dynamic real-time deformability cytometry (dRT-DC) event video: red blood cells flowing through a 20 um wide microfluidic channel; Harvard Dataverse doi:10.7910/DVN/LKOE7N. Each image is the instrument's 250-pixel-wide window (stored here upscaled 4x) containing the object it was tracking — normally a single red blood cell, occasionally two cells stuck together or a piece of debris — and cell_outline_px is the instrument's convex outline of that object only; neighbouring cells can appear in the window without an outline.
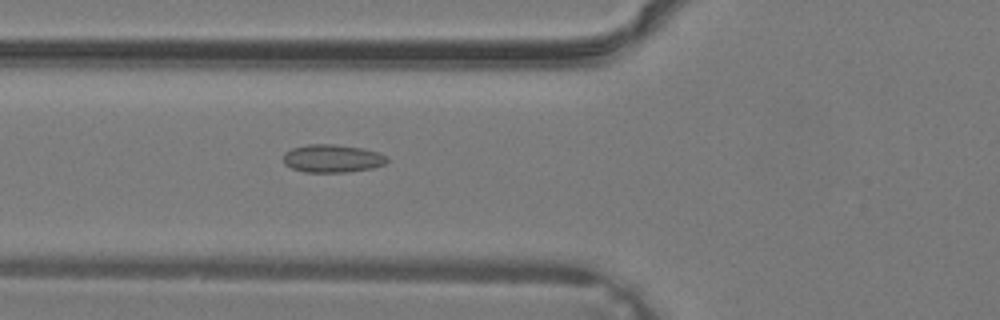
{"species": "common noctule bat (a hibernating species)", "species_latin": "Nyctalus noctula", "temperature_condition": "warm", "stored_images_in_passage": 38, "camera_frame_rate_fps": 3000, "um_per_image_px": 0.085, "animal": {"sex": "male", "body_mass_g": 19.2, "forearm_length_mm": 51.8}, "frame": {"image": 1, "passage_image": 15, "time_ms": 4.667, "image_size_px": [1000, 320], "cell_outline_px": [[388, 160], [384, 164], [372, 168], [348, 172], [304, 172], [292, 168], [284, 164], [284, 152], [292, 148], [308, 144], [332, 144], [360, 148], [376, 152], [388, 156]], "centroid_in_image_um": [28.23, 13.47], "position_along_channel_um": 97.6, "area_um2": 16.82}}
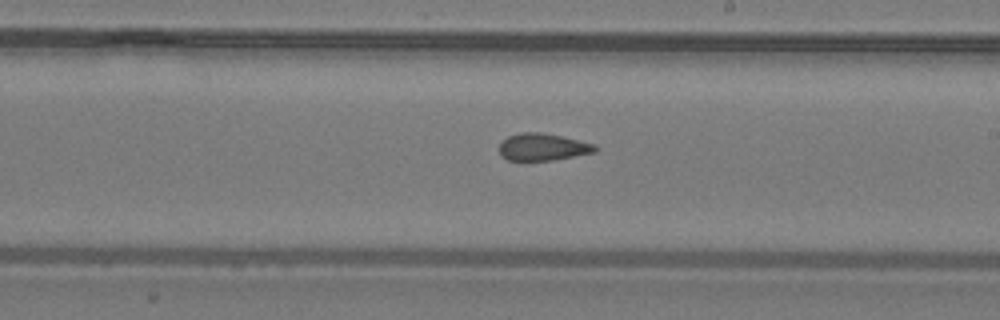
{"frame": {"image": 2, "passage_image": 23, "time_ms": 7.333, "image_size_px": [1000, 320], "cell_outline_px": [[600, 148], [596, 152], [552, 160], [508, 160], [500, 156], [500, 144], [508, 136], [520, 132], [540, 132], [560, 136], [592, 144]], "centroid_in_image_um": [46.12, 12.5], "position_along_channel_um": 242.9, "area_um2": 14.97}}
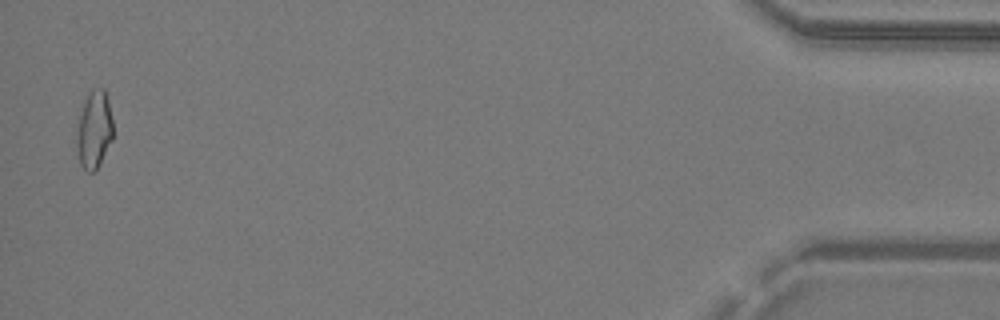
{"frame": {"image": 3, "passage_image": 38, "time_ms": 12.333, "image_size_px": [1000, 320], "cell_outline_px": [[112, 140], [100, 164], [92, 172], [88, 172], [80, 164], [76, 144], [76, 132], [80, 116], [88, 92], [92, 88], [104, 88], [108, 100], [112, 120]], "centroid_in_image_um": [8.0, 11.02], "position_along_channel_um": 427.2, "area_um2": 16.3}}